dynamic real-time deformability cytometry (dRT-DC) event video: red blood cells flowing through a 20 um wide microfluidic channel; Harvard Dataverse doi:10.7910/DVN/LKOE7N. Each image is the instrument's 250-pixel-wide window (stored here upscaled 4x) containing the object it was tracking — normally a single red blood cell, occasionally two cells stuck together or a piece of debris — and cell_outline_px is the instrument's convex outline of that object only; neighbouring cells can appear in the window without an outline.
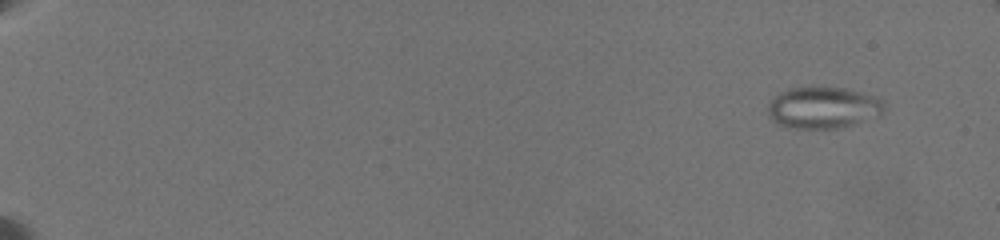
{"species": "common noctule bat (a hibernating species)", "species_latin": "Nyctalus noctula", "temperature_condition": "warm", "stored_images_in_passage": 14, "camera_frame_rate_fps": 3000, "um_per_image_px": 0.085, "animal": {"sex": "female", "body_mass_g": 19.5, "forearm_length_mm": 54.1}, "frame": {"image": 1, "passage_image": 5, "time_ms": 1.667, "image_size_px": [1000, 240], "cell_outline_px": [[884, 112], [876, 116], [852, 124], [836, 128], [788, 128], [776, 124], [772, 120], [768, 112], [768, 104], [772, 96], [788, 88], [844, 88], [876, 96], [884, 100]], "centroid_in_image_um": [69.93, 9.15], "position_along_channel_um": 15.1, "area_um2": 28.09}}